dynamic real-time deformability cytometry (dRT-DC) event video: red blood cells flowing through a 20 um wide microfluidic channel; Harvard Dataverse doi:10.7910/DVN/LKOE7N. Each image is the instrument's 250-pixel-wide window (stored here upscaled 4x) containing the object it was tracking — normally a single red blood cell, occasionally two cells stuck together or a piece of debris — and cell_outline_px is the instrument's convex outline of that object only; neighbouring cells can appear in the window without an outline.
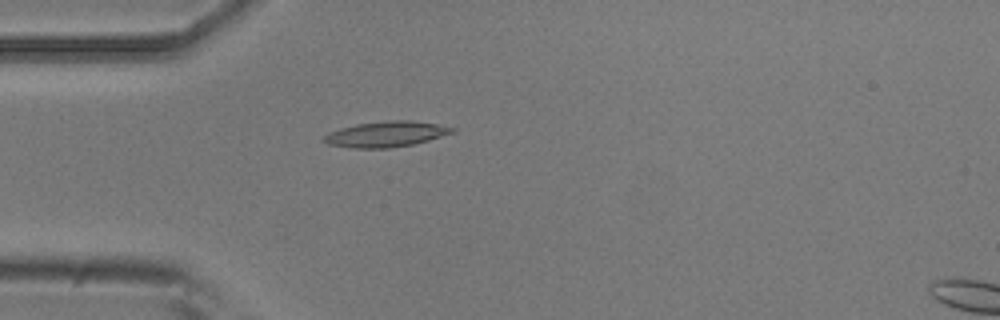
{"species": "common noctule bat (a hibernating species)", "species_latin": "Nyctalus noctula", "temperature_condition": "room temperature", "stored_images_in_passage": 6, "camera_frame_rate_fps": 3000, "um_per_image_px": 0.085, "animal": {"sex": "male", "body_mass_g": 20.5, "forearm_length_mm": 52.5}, "frame": {"image": 1, "passage_image": 5, "time_ms": 1.333, "image_size_px": [1000, 320], "cell_outline_px": [[456, 132], [428, 140], [412, 144], [388, 148], [352, 148], [328, 144], [320, 140], [328, 132], [340, 128], [356, 124], [388, 120], [412, 120], [436, 124], [456, 128]], "centroid_in_image_um": [32.79, 11.4], "position_along_channel_um": 52.2, "area_um2": 19.19}}